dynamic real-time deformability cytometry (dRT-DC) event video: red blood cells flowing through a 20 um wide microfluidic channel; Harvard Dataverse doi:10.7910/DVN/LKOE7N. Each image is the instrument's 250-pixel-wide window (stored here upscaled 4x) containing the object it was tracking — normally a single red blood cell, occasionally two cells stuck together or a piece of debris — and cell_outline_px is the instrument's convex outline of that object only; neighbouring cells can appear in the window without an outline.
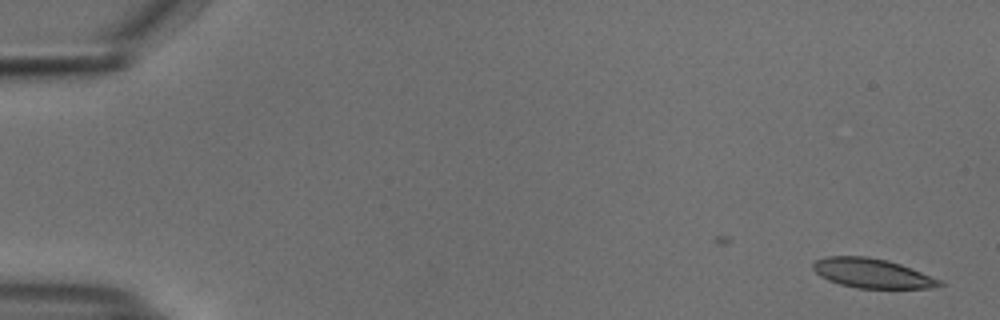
{"species": "common noctule bat (a hibernating species)", "species_latin": "Nyctalus noctula", "temperature_condition": "cold", "stored_images_in_passage": 50, "camera_frame_rate_fps": 3000, "um_per_image_px": 0.085, "animal": {"sex": "male", "body_mass_g": 18.8}, "frame": {"image": 1, "passage_image": 1, "time_ms": 0.0, "image_size_px": [1000, 320], "cell_outline_px": [[944, 284], [928, 288], [856, 288], [840, 284], [828, 280], [820, 276], [812, 268], [812, 264], [816, 260], [824, 256], [868, 256], [888, 260], [900, 264], [940, 280]], "centroid_in_image_um": [74.06, 23.21], "position_along_channel_um": 10.9, "area_um2": 21.56}}
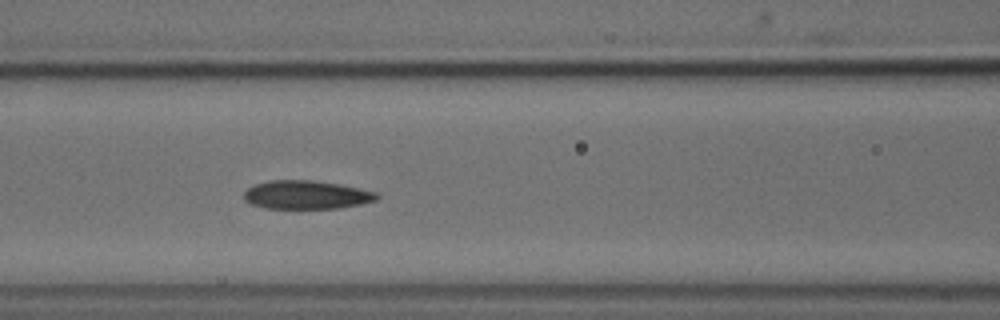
{"frame": {"image": 2, "passage_image": 23, "time_ms": 7.333, "image_size_px": [1000, 320], "cell_outline_px": [[380, 196], [376, 200], [360, 204], [336, 208], [264, 208], [252, 204], [244, 200], [244, 192], [248, 188], [256, 184], [272, 180], [312, 180], [340, 184], [360, 188], [376, 192]], "centroid_in_image_um": [26.05, 16.55], "position_along_channel_um": 140.6, "area_um2": 21.96}}
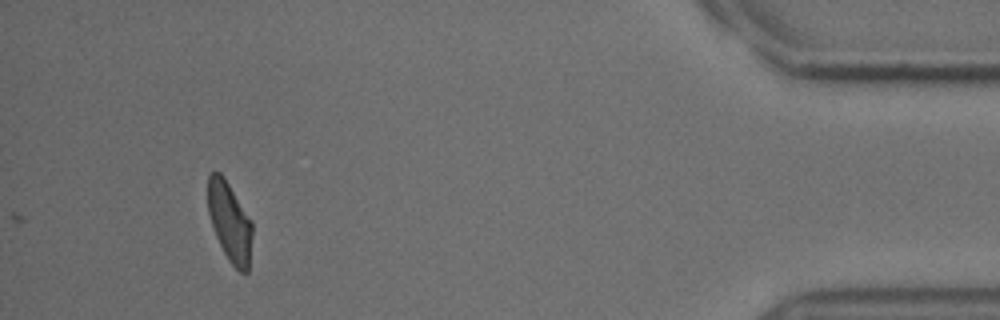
{"frame": {"image": 3, "passage_image": 50, "time_ms": 16.333, "image_size_px": [1000, 320], "cell_outline_px": [[252, 236], [248, 272], [240, 272], [228, 260], [216, 236], [208, 212], [208, 176], [212, 172], [220, 172], [224, 176], [252, 220]], "centroid_in_image_um": [19.54, 18.84], "position_along_channel_um": 415.7, "area_um2": 20.52}, "authors_computed_cell_mechanics": {"area_um2": 22.3686, "velocity_mm_per_s": 3.7257, "shape_relaxation_time_tau1_ms": 6.8793, "shape_relaxation_time_tau2_ms": 2.6193, "deformation_change_tau1": 0.1539, "deformation_change_tau2": 0.0726}}